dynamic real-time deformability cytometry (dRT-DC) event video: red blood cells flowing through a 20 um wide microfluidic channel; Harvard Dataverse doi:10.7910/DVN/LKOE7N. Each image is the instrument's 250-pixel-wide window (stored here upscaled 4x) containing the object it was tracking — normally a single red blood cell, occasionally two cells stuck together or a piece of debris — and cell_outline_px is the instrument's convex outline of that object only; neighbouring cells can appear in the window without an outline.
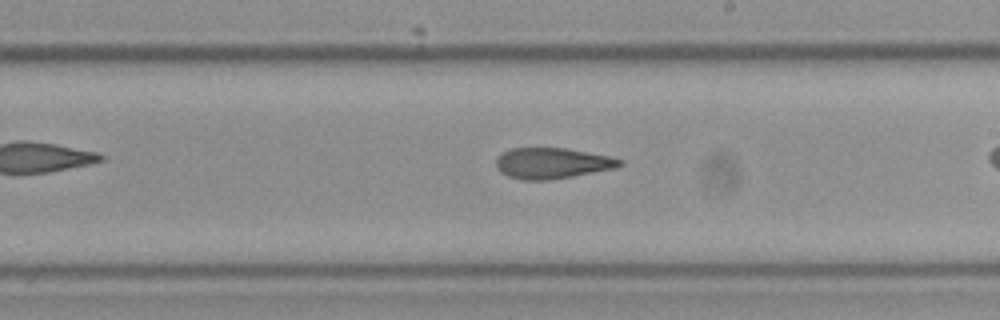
{"species": "Egyptian fruit bat (a non-hibernating species)", "species_latin": "Rousettus aegyptiacus", "temperature_condition": "cold", "stored_images_in_passage": 29, "camera_frame_rate_fps": 3000, "um_per_image_px": 0.085, "frame": {"image": 1, "passage_image": 17, "time_ms": 5.333, "image_size_px": [1000, 320], "cell_outline_px": [[624, 164], [616, 168], [572, 176], [548, 180], [524, 180], [508, 176], [500, 172], [496, 168], [496, 160], [500, 152], [512, 148], [568, 148], [612, 156], [624, 160]], "centroid_in_image_um": [46.95, 13.86], "position_along_channel_um": 242.0, "area_um2": 22.48}}
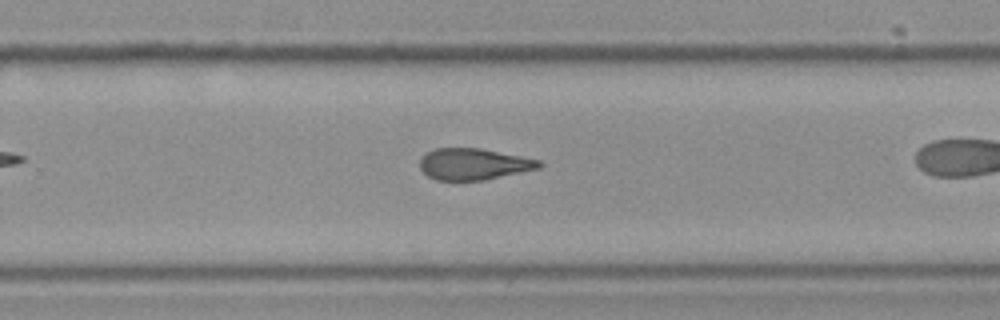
{"frame": {"image": 2, "passage_image": 21, "time_ms": 6.667, "image_size_px": [1000, 320], "cell_outline_px": [[544, 164], [540, 168], [484, 180], [436, 180], [428, 176], [420, 168], [420, 160], [428, 152], [436, 148], [480, 148], [540, 160]], "centroid_in_image_um": [40.28, 13.95], "position_along_channel_um": 289.5, "area_um2": 21.68}}